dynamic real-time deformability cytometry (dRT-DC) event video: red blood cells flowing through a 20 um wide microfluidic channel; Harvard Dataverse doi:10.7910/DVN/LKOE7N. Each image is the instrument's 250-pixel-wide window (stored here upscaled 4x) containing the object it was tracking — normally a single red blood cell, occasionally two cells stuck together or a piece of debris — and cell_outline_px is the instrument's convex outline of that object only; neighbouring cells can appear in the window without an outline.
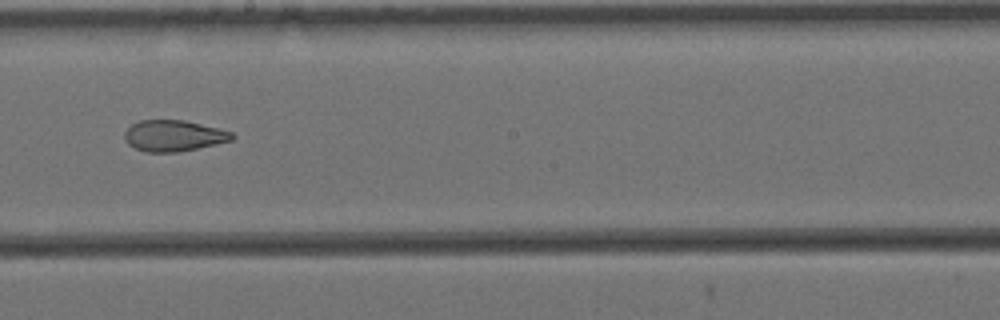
{"species": "Egyptian fruit bat (a non-hibernating species)", "species_latin": "Rousettus aegyptiacus", "temperature_condition": "cold", "stored_images_in_passage": 10, "camera_frame_rate_fps": 3000, "um_per_image_px": 0.085, "animal": {"sex": "female"}, "frame": {"image": 1, "passage_image": 9, "time_ms": 2.667, "image_size_px": [1000, 320], "cell_outline_px": [[236, 136], [232, 140], [196, 148], [176, 152], [144, 152], [128, 144], [124, 140], [124, 132], [132, 124], [140, 120], [184, 120], [232, 132]], "centroid_in_image_um": [14.72, 11.53], "position_along_channel_um": 233.5, "area_um2": 19.31}}
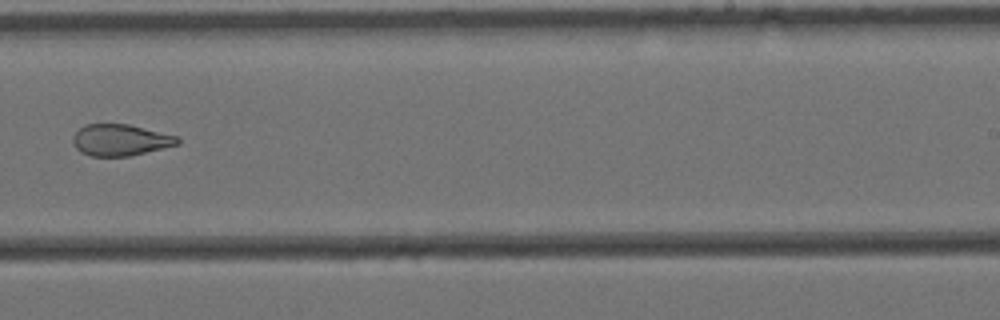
{"frame": {"image": 2, "passage_image": 10, "time_ms": 3.0, "image_size_px": [1000, 320], "cell_outline_px": [[180, 144], [128, 156], [92, 156], [80, 152], [72, 144], [72, 136], [84, 124], [128, 124], [180, 136]], "centroid_in_image_um": [10.23, 11.89], "position_along_channel_um": 278.8, "area_um2": 19.31}}